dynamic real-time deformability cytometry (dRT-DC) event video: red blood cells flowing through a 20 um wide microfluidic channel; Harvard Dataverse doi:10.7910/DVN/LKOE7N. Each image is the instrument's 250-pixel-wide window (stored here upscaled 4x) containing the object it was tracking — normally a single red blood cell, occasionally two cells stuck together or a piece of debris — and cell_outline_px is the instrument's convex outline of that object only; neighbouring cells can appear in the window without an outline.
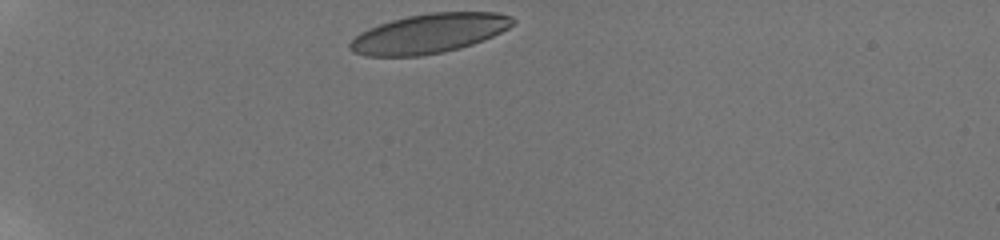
{"species": "human", "species_latin": "Homo sapiens", "temperature_condition": "room temperature", "stored_images_in_passage": 8, "camera_frame_rate_fps": 3000, "um_per_image_px": 0.085, "donor": {"sex": "male"}, "frame": {"image": 1, "passage_image": 1, "time_ms": 0.0, "image_size_px": [1000, 240], "cell_outline_px": [[516, 20], [508, 28], [484, 40], [460, 48], [420, 56], [364, 56], [352, 52], [348, 48], [348, 44], [360, 32], [368, 28], [392, 20], [408, 16], [432, 12], [496, 12], [512, 16]], "centroid_in_image_um": [36.45, 2.85], "position_along_channel_um": 48.5, "area_um2": 37.34}}
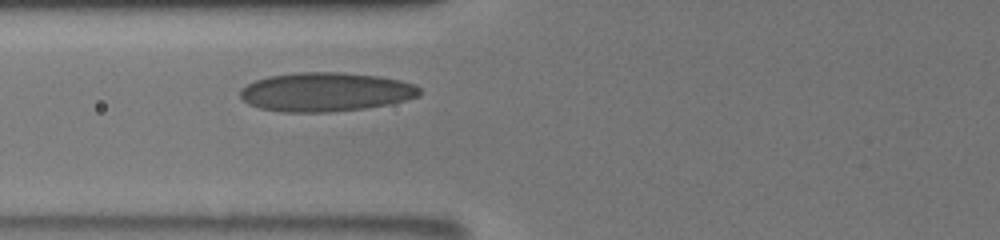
{"frame": {"image": 2, "passage_image": 6, "time_ms": 2.667, "image_size_px": [1000, 240], "cell_outline_px": [[424, 92], [420, 96], [388, 104], [364, 108], [328, 112], [284, 112], [260, 108], [248, 104], [240, 96], [240, 88], [256, 80], [268, 76], [300, 72], [336, 72], [376, 76], [400, 80], [416, 84]], "centroid_in_image_um": [27.69, 7.81], "position_along_channel_um": 98.1, "area_um2": 40.69}}
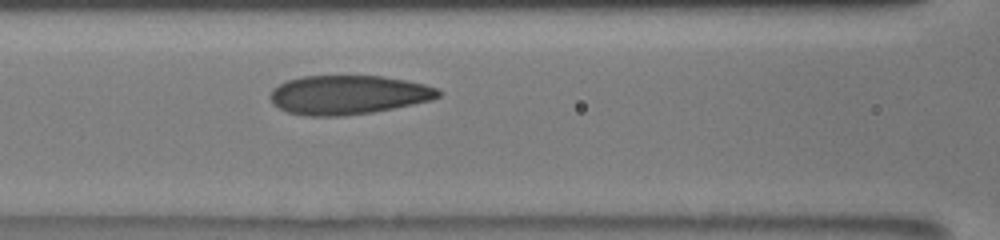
{"frame": {"image": 3, "passage_image": 8, "time_ms": 3.667, "image_size_px": [1000, 240], "cell_outline_px": [[440, 96], [428, 100], [412, 104], [372, 112], [340, 116], [308, 116], [288, 112], [272, 104], [268, 96], [272, 88], [288, 80], [304, 76], [384, 76], [424, 84], [436, 88], [440, 92]], "centroid_in_image_um": [29.53, 8.06], "position_along_channel_um": 137.1, "area_um2": 38.03}}